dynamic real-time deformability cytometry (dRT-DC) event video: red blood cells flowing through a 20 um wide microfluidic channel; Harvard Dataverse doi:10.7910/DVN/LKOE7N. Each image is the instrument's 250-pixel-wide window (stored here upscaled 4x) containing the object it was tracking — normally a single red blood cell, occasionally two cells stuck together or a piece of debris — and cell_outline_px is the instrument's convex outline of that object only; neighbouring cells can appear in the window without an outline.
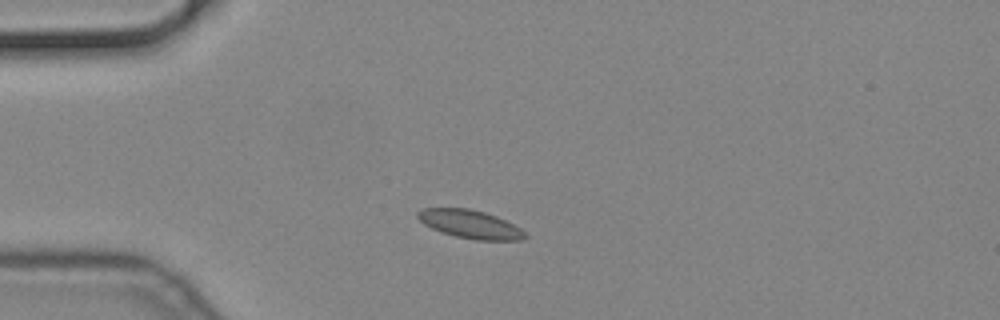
{"species": "common noctule bat (a hibernating species)", "species_latin": "Nyctalus noctula", "temperature_condition": "cold", "stored_images_in_passage": 41, "camera_frame_rate_fps": 3000, "um_per_image_px": 0.085, "animal": {"sex": "male", "body_mass_g": 19.2, "forearm_length_mm": 51.8}, "frame": {"image": 1, "passage_image": 1, "time_ms": 0.0, "image_size_px": [1000, 320], "cell_outline_px": [[528, 236], [520, 240], [476, 240], [456, 236], [440, 232], [424, 224], [416, 216], [416, 212], [424, 208], [468, 208], [484, 212], [496, 216], [520, 228]], "centroid_in_image_um": [39.94, 19.05], "position_along_channel_um": 45.1, "area_um2": 17.57}}
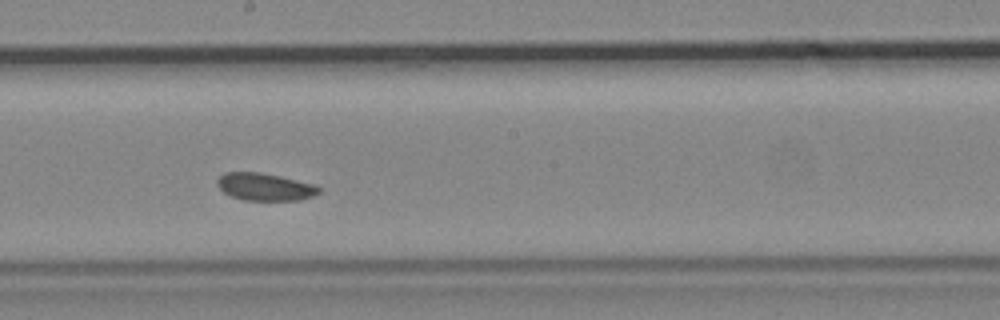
{"frame": {"image": 2, "passage_image": 18, "time_ms": 5.667, "image_size_px": [1000, 320], "cell_outline_px": [[320, 192], [312, 196], [300, 200], [244, 200], [232, 196], [224, 192], [216, 184], [216, 180], [224, 172], [260, 172], [280, 176], [312, 184], [320, 188]], "centroid_in_image_um": [22.48, 15.88], "position_along_channel_um": 225.7, "area_um2": 16.13}}
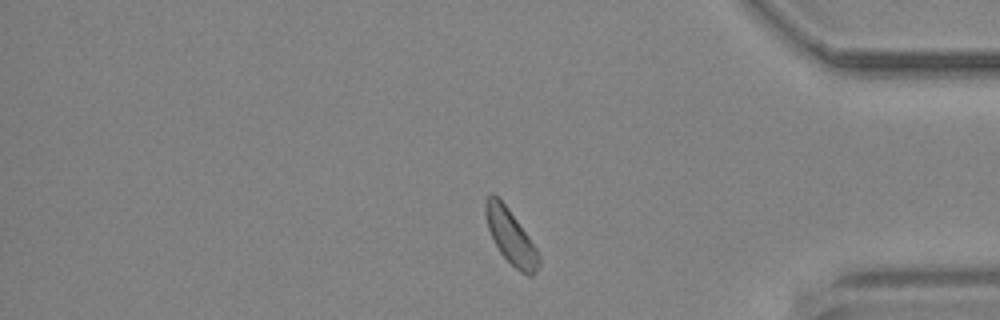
{"frame": {"image": 3, "passage_image": 34, "time_ms": 11.0, "image_size_px": [1000, 320], "cell_outline_px": [[540, 264], [536, 272], [532, 276], [528, 276], [520, 272], [500, 252], [488, 228], [484, 212], [484, 200], [492, 192], [508, 208], [528, 236], [536, 248], [540, 256]], "centroid_in_image_um": [43.41, 20.12], "position_along_channel_um": 391.8, "area_um2": 16.7}}